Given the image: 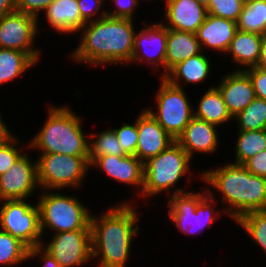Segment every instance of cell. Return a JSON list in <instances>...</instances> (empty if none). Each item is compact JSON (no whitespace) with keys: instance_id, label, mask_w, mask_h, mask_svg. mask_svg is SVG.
Instances as JSON below:
<instances>
[{"instance_id":"35","label":"cell","mask_w":266,"mask_h":267,"mask_svg":"<svg viewBox=\"0 0 266 267\" xmlns=\"http://www.w3.org/2000/svg\"><path fill=\"white\" fill-rule=\"evenodd\" d=\"M243 5L241 0H210L207 13L236 22Z\"/></svg>"},{"instance_id":"30","label":"cell","mask_w":266,"mask_h":267,"mask_svg":"<svg viewBox=\"0 0 266 267\" xmlns=\"http://www.w3.org/2000/svg\"><path fill=\"white\" fill-rule=\"evenodd\" d=\"M105 155L127 156L112 127L99 132H89V158H99Z\"/></svg>"},{"instance_id":"25","label":"cell","mask_w":266,"mask_h":267,"mask_svg":"<svg viewBox=\"0 0 266 267\" xmlns=\"http://www.w3.org/2000/svg\"><path fill=\"white\" fill-rule=\"evenodd\" d=\"M201 45L196 34L168 29L165 53V74L179 62L200 54Z\"/></svg>"},{"instance_id":"13","label":"cell","mask_w":266,"mask_h":267,"mask_svg":"<svg viewBox=\"0 0 266 267\" xmlns=\"http://www.w3.org/2000/svg\"><path fill=\"white\" fill-rule=\"evenodd\" d=\"M41 246L52 255L61 267H85L88 263L93 262L91 230L50 234L43 237Z\"/></svg>"},{"instance_id":"43","label":"cell","mask_w":266,"mask_h":267,"mask_svg":"<svg viewBox=\"0 0 266 267\" xmlns=\"http://www.w3.org/2000/svg\"><path fill=\"white\" fill-rule=\"evenodd\" d=\"M16 11V0H0V19Z\"/></svg>"},{"instance_id":"38","label":"cell","mask_w":266,"mask_h":267,"mask_svg":"<svg viewBox=\"0 0 266 267\" xmlns=\"http://www.w3.org/2000/svg\"><path fill=\"white\" fill-rule=\"evenodd\" d=\"M54 0H16V11L39 18Z\"/></svg>"},{"instance_id":"6","label":"cell","mask_w":266,"mask_h":267,"mask_svg":"<svg viewBox=\"0 0 266 267\" xmlns=\"http://www.w3.org/2000/svg\"><path fill=\"white\" fill-rule=\"evenodd\" d=\"M62 191L40 190L39 195H35L43 237L65 231L91 230V215L94 210L76 193L73 195Z\"/></svg>"},{"instance_id":"14","label":"cell","mask_w":266,"mask_h":267,"mask_svg":"<svg viewBox=\"0 0 266 267\" xmlns=\"http://www.w3.org/2000/svg\"><path fill=\"white\" fill-rule=\"evenodd\" d=\"M90 171L97 169L102 172L107 178L118 184H124L130 190H135L134 195L125 200L117 202H134L141 194L144 185V163L136 156H115L105 155L99 158H89ZM135 188V189H134ZM136 195V196H135ZM135 197V198H134ZM131 198V199H130Z\"/></svg>"},{"instance_id":"28","label":"cell","mask_w":266,"mask_h":267,"mask_svg":"<svg viewBox=\"0 0 266 267\" xmlns=\"http://www.w3.org/2000/svg\"><path fill=\"white\" fill-rule=\"evenodd\" d=\"M236 25L239 31L266 35V0L244 4Z\"/></svg>"},{"instance_id":"42","label":"cell","mask_w":266,"mask_h":267,"mask_svg":"<svg viewBox=\"0 0 266 267\" xmlns=\"http://www.w3.org/2000/svg\"><path fill=\"white\" fill-rule=\"evenodd\" d=\"M3 114L0 111V149L7 144L16 133L13 132V128L9 127V124L4 121Z\"/></svg>"},{"instance_id":"17","label":"cell","mask_w":266,"mask_h":267,"mask_svg":"<svg viewBox=\"0 0 266 267\" xmlns=\"http://www.w3.org/2000/svg\"><path fill=\"white\" fill-rule=\"evenodd\" d=\"M219 129L215 124L193 117L176 142L188 153L192 161L195 160V154L214 156L220 148L222 136L218 132Z\"/></svg>"},{"instance_id":"44","label":"cell","mask_w":266,"mask_h":267,"mask_svg":"<svg viewBox=\"0 0 266 267\" xmlns=\"http://www.w3.org/2000/svg\"><path fill=\"white\" fill-rule=\"evenodd\" d=\"M256 67L266 70V35H263L260 47V55Z\"/></svg>"},{"instance_id":"22","label":"cell","mask_w":266,"mask_h":267,"mask_svg":"<svg viewBox=\"0 0 266 267\" xmlns=\"http://www.w3.org/2000/svg\"><path fill=\"white\" fill-rule=\"evenodd\" d=\"M210 55L212 54L210 53L208 55L202 51L200 54L179 62L172 67L163 78L172 85L183 89L188 88L187 86L192 84L202 85L201 83H205L207 85L209 83H207L206 80H210L212 77L211 72L213 71V73H215L212 69L216 66L215 61L213 62L211 60L212 57H210ZM213 63H215V65Z\"/></svg>"},{"instance_id":"41","label":"cell","mask_w":266,"mask_h":267,"mask_svg":"<svg viewBox=\"0 0 266 267\" xmlns=\"http://www.w3.org/2000/svg\"><path fill=\"white\" fill-rule=\"evenodd\" d=\"M243 166L252 174L266 178V149L248 159Z\"/></svg>"},{"instance_id":"9","label":"cell","mask_w":266,"mask_h":267,"mask_svg":"<svg viewBox=\"0 0 266 267\" xmlns=\"http://www.w3.org/2000/svg\"><path fill=\"white\" fill-rule=\"evenodd\" d=\"M155 95L151 98L155 102L148 108H144L174 139L183 133L187 124L194 117V105L190 103V97L186 90L172 85L163 77H160ZM155 108H154V107Z\"/></svg>"},{"instance_id":"12","label":"cell","mask_w":266,"mask_h":267,"mask_svg":"<svg viewBox=\"0 0 266 267\" xmlns=\"http://www.w3.org/2000/svg\"><path fill=\"white\" fill-rule=\"evenodd\" d=\"M39 36L38 19L31 15L15 11L0 19V48L27 53L38 64L44 57L36 44Z\"/></svg>"},{"instance_id":"34","label":"cell","mask_w":266,"mask_h":267,"mask_svg":"<svg viewBox=\"0 0 266 267\" xmlns=\"http://www.w3.org/2000/svg\"><path fill=\"white\" fill-rule=\"evenodd\" d=\"M130 122H123L119 127H113V125L111 127L116 133L119 144L122 146L124 152L127 155L135 156L138 143L137 117H135L134 122Z\"/></svg>"},{"instance_id":"29","label":"cell","mask_w":266,"mask_h":267,"mask_svg":"<svg viewBox=\"0 0 266 267\" xmlns=\"http://www.w3.org/2000/svg\"><path fill=\"white\" fill-rule=\"evenodd\" d=\"M235 224L247 233L254 247L256 245L258 250L261 249L262 255L266 257V209L243 214L235 221Z\"/></svg>"},{"instance_id":"24","label":"cell","mask_w":266,"mask_h":267,"mask_svg":"<svg viewBox=\"0 0 266 267\" xmlns=\"http://www.w3.org/2000/svg\"><path fill=\"white\" fill-rule=\"evenodd\" d=\"M198 102L195 103L194 117L205 120L220 127H225L233 122V117L228 112L226 104L219 89L213 85L203 90ZM196 108V109H195ZM232 120V121H231Z\"/></svg>"},{"instance_id":"2","label":"cell","mask_w":266,"mask_h":267,"mask_svg":"<svg viewBox=\"0 0 266 267\" xmlns=\"http://www.w3.org/2000/svg\"><path fill=\"white\" fill-rule=\"evenodd\" d=\"M131 19L104 16L89 21L76 34V47L69 53L70 61L88 68L125 67L134 49V35L138 27ZM80 38V39H79ZM110 65V66H109ZM106 66V67H105ZM116 66V67H115Z\"/></svg>"},{"instance_id":"20","label":"cell","mask_w":266,"mask_h":267,"mask_svg":"<svg viewBox=\"0 0 266 267\" xmlns=\"http://www.w3.org/2000/svg\"><path fill=\"white\" fill-rule=\"evenodd\" d=\"M220 78L215 86L221 92L228 112L235 117L256 98L252 80L245 71L233 70Z\"/></svg>"},{"instance_id":"45","label":"cell","mask_w":266,"mask_h":267,"mask_svg":"<svg viewBox=\"0 0 266 267\" xmlns=\"http://www.w3.org/2000/svg\"><path fill=\"white\" fill-rule=\"evenodd\" d=\"M199 2L201 5H203L205 8H208V5L210 3V0H196Z\"/></svg>"},{"instance_id":"31","label":"cell","mask_w":266,"mask_h":267,"mask_svg":"<svg viewBox=\"0 0 266 267\" xmlns=\"http://www.w3.org/2000/svg\"><path fill=\"white\" fill-rule=\"evenodd\" d=\"M29 248L8 232L0 230V267H22Z\"/></svg>"},{"instance_id":"33","label":"cell","mask_w":266,"mask_h":267,"mask_svg":"<svg viewBox=\"0 0 266 267\" xmlns=\"http://www.w3.org/2000/svg\"><path fill=\"white\" fill-rule=\"evenodd\" d=\"M21 135H15L7 144L0 149V176L27 151L29 150L28 141L24 142ZM25 147V148H24Z\"/></svg>"},{"instance_id":"5","label":"cell","mask_w":266,"mask_h":267,"mask_svg":"<svg viewBox=\"0 0 266 267\" xmlns=\"http://www.w3.org/2000/svg\"><path fill=\"white\" fill-rule=\"evenodd\" d=\"M192 159L188 153L175 141L167 149L160 152L157 156L149 158L144 162V185L142 194L136 199V204H140L139 200H153V198L160 194H164L169 198L173 194L185 193L190 191L192 188V179L201 181L200 170H193ZM194 173V174H193ZM190 184L191 189L187 190V187H181L182 179ZM179 182V183H178ZM143 197V198H142ZM138 200V201H137Z\"/></svg>"},{"instance_id":"23","label":"cell","mask_w":266,"mask_h":267,"mask_svg":"<svg viewBox=\"0 0 266 267\" xmlns=\"http://www.w3.org/2000/svg\"><path fill=\"white\" fill-rule=\"evenodd\" d=\"M262 39L263 36L256 33L236 31L225 54L228 56L227 58L230 57L229 62L232 61L236 67L233 71H245L248 68L256 67Z\"/></svg>"},{"instance_id":"27","label":"cell","mask_w":266,"mask_h":267,"mask_svg":"<svg viewBox=\"0 0 266 267\" xmlns=\"http://www.w3.org/2000/svg\"><path fill=\"white\" fill-rule=\"evenodd\" d=\"M234 159L229 162L243 165L248 159L266 149V129L236 130Z\"/></svg>"},{"instance_id":"15","label":"cell","mask_w":266,"mask_h":267,"mask_svg":"<svg viewBox=\"0 0 266 267\" xmlns=\"http://www.w3.org/2000/svg\"><path fill=\"white\" fill-rule=\"evenodd\" d=\"M28 151L0 176V201L33 199L34 193H40L37 159Z\"/></svg>"},{"instance_id":"36","label":"cell","mask_w":266,"mask_h":267,"mask_svg":"<svg viewBox=\"0 0 266 267\" xmlns=\"http://www.w3.org/2000/svg\"><path fill=\"white\" fill-rule=\"evenodd\" d=\"M107 1L109 3V0ZM141 3L144 5L142 0H110V5L108 9H106V13L109 17L131 19L136 21V12L138 11V8H140ZM111 4H113L114 8Z\"/></svg>"},{"instance_id":"10","label":"cell","mask_w":266,"mask_h":267,"mask_svg":"<svg viewBox=\"0 0 266 267\" xmlns=\"http://www.w3.org/2000/svg\"><path fill=\"white\" fill-rule=\"evenodd\" d=\"M33 199L0 201V230L19 239L29 249L40 246L43 235L38 204Z\"/></svg>"},{"instance_id":"4","label":"cell","mask_w":266,"mask_h":267,"mask_svg":"<svg viewBox=\"0 0 266 267\" xmlns=\"http://www.w3.org/2000/svg\"><path fill=\"white\" fill-rule=\"evenodd\" d=\"M45 106L46 120L29 139V152L89 156V133H85L82 116L67 104Z\"/></svg>"},{"instance_id":"39","label":"cell","mask_w":266,"mask_h":267,"mask_svg":"<svg viewBox=\"0 0 266 267\" xmlns=\"http://www.w3.org/2000/svg\"><path fill=\"white\" fill-rule=\"evenodd\" d=\"M252 80L256 98L266 100V70L251 67L245 70Z\"/></svg>"},{"instance_id":"18","label":"cell","mask_w":266,"mask_h":267,"mask_svg":"<svg viewBox=\"0 0 266 267\" xmlns=\"http://www.w3.org/2000/svg\"><path fill=\"white\" fill-rule=\"evenodd\" d=\"M161 14L163 18L159 21L167 29H175L184 32L196 33L197 29L204 23L207 16V8L196 0H165Z\"/></svg>"},{"instance_id":"40","label":"cell","mask_w":266,"mask_h":267,"mask_svg":"<svg viewBox=\"0 0 266 267\" xmlns=\"http://www.w3.org/2000/svg\"><path fill=\"white\" fill-rule=\"evenodd\" d=\"M42 264V267H61L59 263L52 257V255L46 251L41 245L30 248L27 253V262L31 264V261ZM41 267V266H40Z\"/></svg>"},{"instance_id":"8","label":"cell","mask_w":266,"mask_h":267,"mask_svg":"<svg viewBox=\"0 0 266 267\" xmlns=\"http://www.w3.org/2000/svg\"><path fill=\"white\" fill-rule=\"evenodd\" d=\"M38 184L40 190H82L89 177V156L65 154H37ZM89 174V175H88Z\"/></svg>"},{"instance_id":"21","label":"cell","mask_w":266,"mask_h":267,"mask_svg":"<svg viewBox=\"0 0 266 267\" xmlns=\"http://www.w3.org/2000/svg\"><path fill=\"white\" fill-rule=\"evenodd\" d=\"M236 31L235 21L207 14L195 34L202 51L208 53L211 50L217 57L226 54Z\"/></svg>"},{"instance_id":"3","label":"cell","mask_w":266,"mask_h":267,"mask_svg":"<svg viewBox=\"0 0 266 267\" xmlns=\"http://www.w3.org/2000/svg\"><path fill=\"white\" fill-rule=\"evenodd\" d=\"M229 160L217 167L203 168L201 181L207 193L222 204L225 213L235 222L243 214L266 209V178Z\"/></svg>"},{"instance_id":"26","label":"cell","mask_w":266,"mask_h":267,"mask_svg":"<svg viewBox=\"0 0 266 267\" xmlns=\"http://www.w3.org/2000/svg\"><path fill=\"white\" fill-rule=\"evenodd\" d=\"M38 63L22 51L0 48V87L13 83L32 70Z\"/></svg>"},{"instance_id":"32","label":"cell","mask_w":266,"mask_h":267,"mask_svg":"<svg viewBox=\"0 0 266 267\" xmlns=\"http://www.w3.org/2000/svg\"><path fill=\"white\" fill-rule=\"evenodd\" d=\"M233 121L235 130L250 131L266 129V100L255 98Z\"/></svg>"},{"instance_id":"47","label":"cell","mask_w":266,"mask_h":267,"mask_svg":"<svg viewBox=\"0 0 266 267\" xmlns=\"http://www.w3.org/2000/svg\"><path fill=\"white\" fill-rule=\"evenodd\" d=\"M142 1H144V2L146 1V2H145L146 4H147V3L149 4L150 2L153 3V0H142ZM154 1H156V0H154ZM157 1H158V0H157ZM161 1H162V0H161ZM164 1H165V0H163V2H164Z\"/></svg>"},{"instance_id":"19","label":"cell","mask_w":266,"mask_h":267,"mask_svg":"<svg viewBox=\"0 0 266 267\" xmlns=\"http://www.w3.org/2000/svg\"><path fill=\"white\" fill-rule=\"evenodd\" d=\"M139 112L136 115L138 143L135 156L144 163L167 149L176 140L143 107Z\"/></svg>"},{"instance_id":"16","label":"cell","mask_w":266,"mask_h":267,"mask_svg":"<svg viewBox=\"0 0 266 267\" xmlns=\"http://www.w3.org/2000/svg\"><path fill=\"white\" fill-rule=\"evenodd\" d=\"M38 18V32L41 35L42 30L52 29L56 35L72 36L77 40L76 34L86 25V21L80 15V9L77 0H54ZM44 17V18H43ZM45 19L49 27H42ZM42 29V30H41ZM59 33V34H58Z\"/></svg>"},{"instance_id":"46","label":"cell","mask_w":266,"mask_h":267,"mask_svg":"<svg viewBox=\"0 0 266 267\" xmlns=\"http://www.w3.org/2000/svg\"><path fill=\"white\" fill-rule=\"evenodd\" d=\"M253 1H255V0H241V2L243 4H248V3L253 2Z\"/></svg>"},{"instance_id":"7","label":"cell","mask_w":266,"mask_h":267,"mask_svg":"<svg viewBox=\"0 0 266 267\" xmlns=\"http://www.w3.org/2000/svg\"><path fill=\"white\" fill-rule=\"evenodd\" d=\"M195 191L190 190L185 193L171 195L165 203L168 220L174 227L185 236L202 235L204 229L212 228L213 223L223 216L228 215L223 207H218L219 202L212 198L205 187ZM219 208V209H218Z\"/></svg>"},{"instance_id":"11","label":"cell","mask_w":266,"mask_h":267,"mask_svg":"<svg viewBox=\"0 0 266 267\" xmlns=\"http://www.w3.org/2000/svg\"><path fill=\"white\" fill-rule=\"evenodd\" d=\"M143 19L141 29H136L134 35V49L130 63L127 65L140 66L148 68V71H155L159 74L158 78L165 75V53L168 29L158 20L148 22ZM133 63V64H132ZM150 69V70H149Z\"/></svg>"},{"instance_id":"37","label":"cell","mask_w":266,"mask_h":267,"mask_svg":"<svg viewBox=\"0 0 266 267\" xmlns=\"http://www.w3.org/2000/svg\"><path fill=\"white\" fill-rule=\"evenodd\" d=\"M81 17L86 21L99 20L107 15L106 0H77Z\"/></svg>"},{"instance_id":"1","label":"cell","mask_w":266,"mask_h":267,"mask_svg":"<svg viewBox=\"0 0 266 267\" xmlns=\"http://www.w3.org/2000/svg\"><path fill=\"white\" fill-rule=\"evenodd\" d=\"M105 208L91 215L92 264L97 261L96 267H126L133 256L131 251H135L132 244L142 234L138 223L142 221L138 210L142 207L118 202Z\"/></svg>"}]
</instances>
